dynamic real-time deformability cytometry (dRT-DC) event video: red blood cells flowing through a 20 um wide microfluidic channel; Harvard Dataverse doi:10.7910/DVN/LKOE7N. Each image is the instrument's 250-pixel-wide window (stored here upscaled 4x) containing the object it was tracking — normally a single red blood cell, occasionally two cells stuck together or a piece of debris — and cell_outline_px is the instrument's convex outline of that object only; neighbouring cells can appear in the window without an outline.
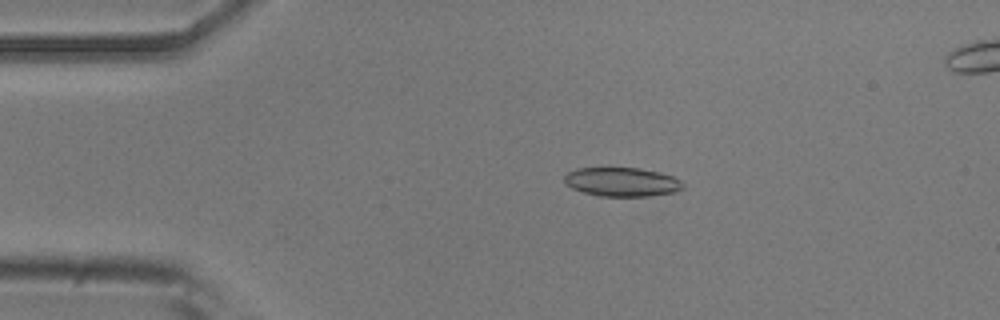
{"species": "common noctule bat (a hibernating species)", "species_latin": "Nyctalus noctula", "temperature_condition": "room temperature", "stored_images_in_passage": 45, "camera_frame_rate_fps": 3000, "um_per_image_px": 0.085, "animal": {"sex": "male", "body_mass_g": 20.5, "forearm_length_mm": 52.5}, "frame": {"image": 1, "passage_image": 8, "time_ms": 2.333, "image_size_px": [1000, 320], "cell_outline_px": [[684, 188], [676, 192], [648, 196], [596, 196], [572, 188], [564, 180], [564, 176], [568, 172], [576, 168], [636, 168], [660, 172], [672, 176], [680, 180], [684, 184]], "centroid_in_image_um": [52.88, 15.47], "position_along_channel_um": 32.1, "area_um2": 20.0}}
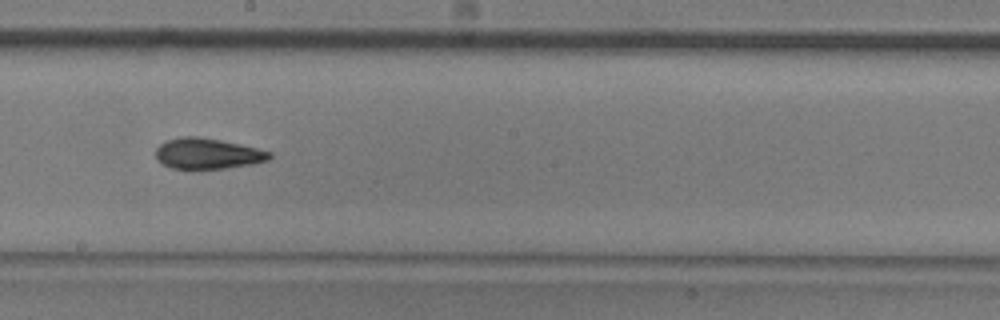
{"frame": {"image": 2, "passage_image": 27, "time_ms": 8.667, "image_size_px": [1000, 320], "cell_outline_px": [[272, 156], [268, 160], [252, 164], [224, 168], [172, 168], [164, 164], [156, 156], [156, 148], [160, 144], [168, 140], [180, 136], [196, 136], [220, 140], [256, 148], [272, 152]], "centroid_in_image_um": [17.66, 13.04], "position_along_channel_um": 230.5, "area_um2": 20.0}}
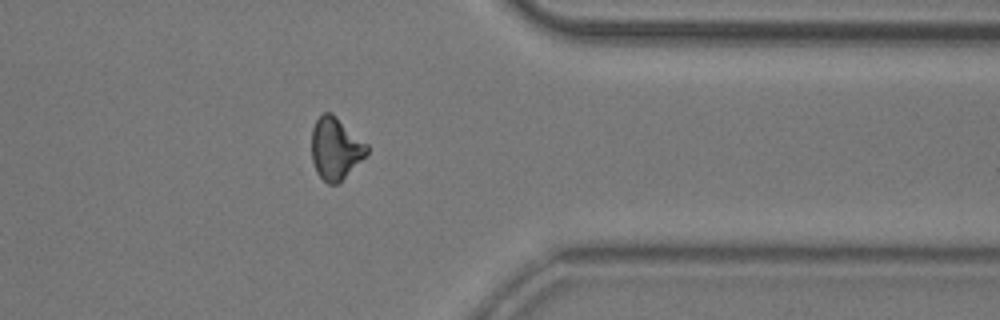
{"frame": {"image": 3, "passage_image": 40, "time_ms": 13.0, "image_size_px": [1000, 320], "cell_outline_px": [[368, 152], [336, 184], [328, 184], [316, 172], [312, 160], [312, 128], [316, 120], [324, 112], [332, 112], [368, 144]], "centroid_in_image_um": [28.5, 12.58], "position_along_channel_um": 382.9, "area_um2": 19.65}, "authors_computed_cell_mechanics": {"area_um2": 20.23, "velocity_mm_per_s": 3.7862, "shape_relaxation_time_tau1_ms": 7.9181, "shape_relaxation_time_tau2_ms": 3.7599, "deformation_change_tau1": 0.1635, "deformation_change_tau2": 0.1078}}